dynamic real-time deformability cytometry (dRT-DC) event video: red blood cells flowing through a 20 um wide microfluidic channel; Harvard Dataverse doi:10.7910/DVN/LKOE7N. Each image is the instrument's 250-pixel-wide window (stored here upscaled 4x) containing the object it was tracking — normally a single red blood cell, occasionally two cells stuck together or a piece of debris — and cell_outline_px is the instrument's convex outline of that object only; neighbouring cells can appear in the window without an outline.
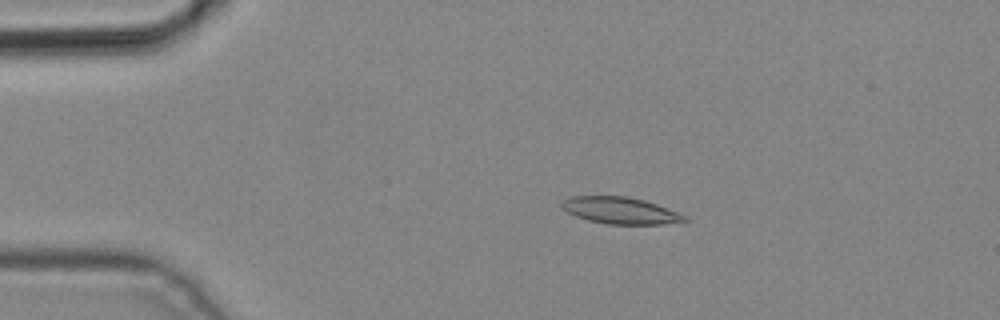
{"species": "common noctule bat (a hibernating species)", "species_latin": "Nyctalus noctula", "temperature_condition": "cold", "stored_images_in_passage": 3, "camera_frame_rate_fps": 3000, "um_per_image_px": 0.085, "animal": {"sex": "male", "body_mass_g": 19.2, "forearm_length_mm": 51.8}, "frame": {"image": 1, "passage_image": 2, "time_ms": 0.333, "image_size_px": [1000, 320], "cell_outline_px": [[688, 220], [664, 224], [608, 224], [588, 220], [576, 216], [568, 212], [560, 204], [564, 200], [572, 196], [628, 196], [644, 200], [656, 204], [688, 216]], "centroid_in_image_um": [52.75, 17.89], "position_along_channel_um": 32.3, "area_um2": 18.96}}